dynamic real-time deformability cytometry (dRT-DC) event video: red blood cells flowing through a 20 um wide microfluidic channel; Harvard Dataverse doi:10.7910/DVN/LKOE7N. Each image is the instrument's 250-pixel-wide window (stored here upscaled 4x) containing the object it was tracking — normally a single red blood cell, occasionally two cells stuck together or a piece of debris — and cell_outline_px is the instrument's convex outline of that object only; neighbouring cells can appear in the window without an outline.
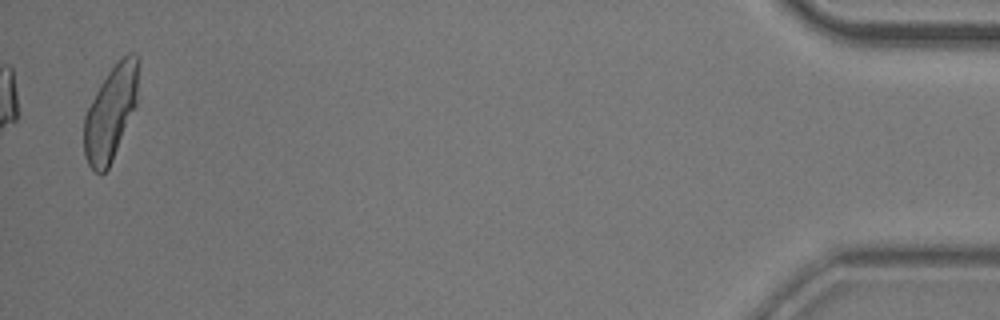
{"species": "common noctule bat (a hibernating species)", "species_latin": "Nyctalus noctula", "temperature_condition": "room temperature", "stored_images_in_passage": 15, "camera_frame_rate_fps": 3000, "um_per_image_px": 0.085, "animal": {"sex": "male", "body_mass_g": 20.5, "forearm_length_mm": 52.5}, "frame": {"image": 1, "passage_image": 15, "time_ms": 4.667, "image_size_px": [1000, 320], "cell_outline_px": [[140, 64], [136, 104], [112, 160], [108, 168], [100, 176], [88, 164], [84, 156], [84, 116], [100, 84], [108, 72], [128, 52], [136, 52], [140, 56]], "centroid_in_image_um": [9.43, 9.55], "position_along_channel_um": 425.8, "area_um2": 29.77}}